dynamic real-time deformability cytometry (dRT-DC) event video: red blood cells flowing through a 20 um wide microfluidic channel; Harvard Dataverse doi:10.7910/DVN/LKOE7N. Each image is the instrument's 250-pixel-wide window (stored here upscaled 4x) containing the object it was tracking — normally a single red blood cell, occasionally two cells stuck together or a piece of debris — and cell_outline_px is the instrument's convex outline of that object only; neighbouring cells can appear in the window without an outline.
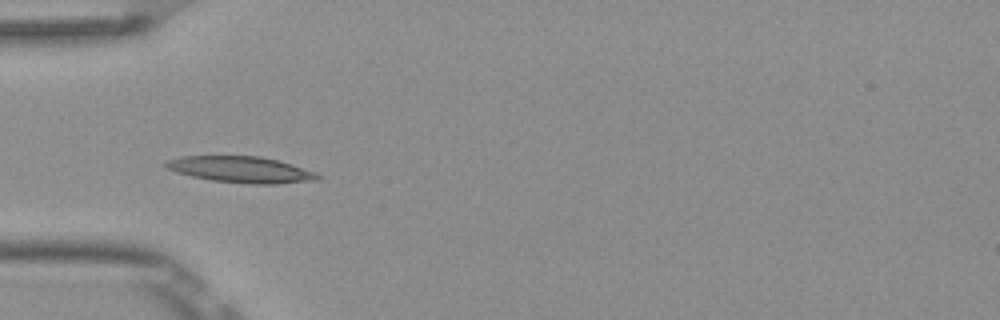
{"species": "Egyptian fruit bat (a non-hibernating species)", "species_latin": "Rousettus aegyptiacus", "temperature_condition": "room temperature", "stored_images_in_passage": 6, "camera_frame_rate_fps": 3000, "um_per_image_px": 0.085, "frame": {"image": 1, "passage_image": 4, "time_ms": 1.0, "image_size_px": [1000, 320], "cell_outline_px": [[320, 180], [276, 184], [252, 184], [212, 180], [192, 176], [176, 172], [168, 168], [164, 164], [168, 160], [180, 156], [260, 156], [280, 160], [316, 172], [320, 176]], "centroid_in_image_um": [20.54, 14.41], "position_along_channel_um": 64.5, "area_um2": 23.24}}
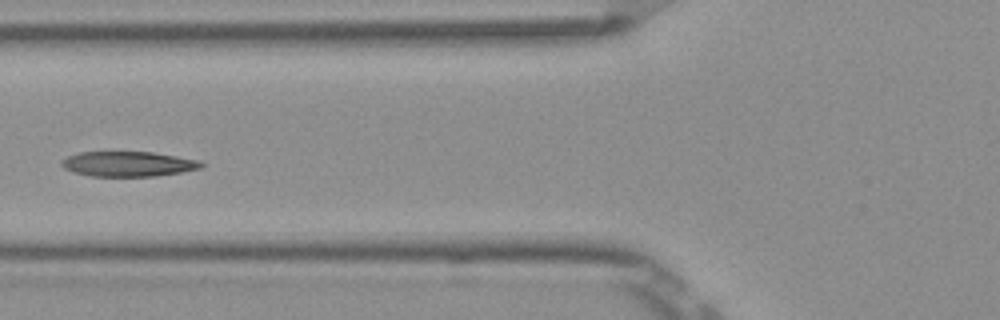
{"frame": {"image": 2, "passage_image": 5, "time_ms": 1.333, "image_size_px": [1000, 320], "cell_outline_px": [[204, 164], [200, 168], [180, 172], [156, 176], [92, 176], [76, 172], [64, 168], [60, 164], [60, 160], [68, 156], [80, 152], [152, 152], [200, 160]], "centroid_in_image_um": [10.89, 13.93], "position_along_channel_um": 114.9, "area_um2": 20.23}}
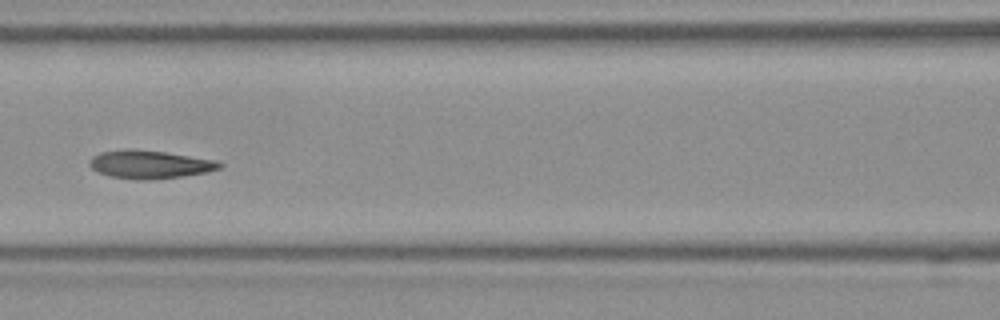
{"frame": {"image": 3, "passage_image": 6, "time_ms": 1.667, "image_size_px": [1000, 320], "cell_outline_px": [[224, 164], [220, 168], [208, 172], [180, 176], [148, 180], [136, 180], [112, 176], [96, 172], [88, 164], [88, 160], [92, 156], [100, 152], [124, 148], [128, 148], [164, 152], [216, 160]], "centroid_in_image_um": [12.68, 13.97], "position_along_channel_um": 153.9, "area_um2": 21.44}}